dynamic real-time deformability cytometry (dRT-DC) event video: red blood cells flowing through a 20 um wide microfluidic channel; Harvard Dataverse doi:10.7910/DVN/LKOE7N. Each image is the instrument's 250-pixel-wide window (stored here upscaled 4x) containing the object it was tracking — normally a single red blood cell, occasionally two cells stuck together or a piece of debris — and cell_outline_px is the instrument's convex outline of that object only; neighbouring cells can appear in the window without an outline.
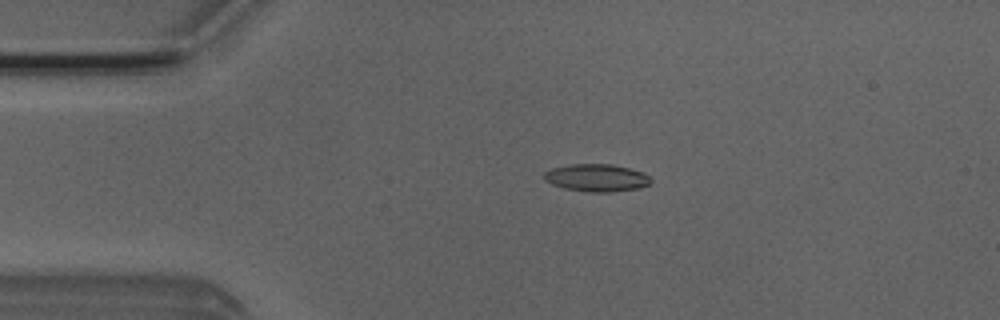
{"species": "Egyptian fruit bat (a non-hibernating species)", "species_latin": "Rousettus aegyptiacus", "temperature_condition": "room temperature", "stored_images_in_passage": 52, "camera_frame_rate_fps": 3000, "um_per_image_px": 0.085, "animal": {"sex": "male"}, "frame": {"image": 1, "passage_image": 11, "time_ms": 3.333, "image_size_px": [1000, 320], "cell_outline_px": [[652, 180], [648, 184], [636, 188], [608, 192], [588, 192], [564, 188], [552, 184], [544, 180], [544, 172], [552, 168], [572, 164], [612, 164], [644, 172]], "centroid_in_image_um": [50.68, 15.1], "position_along_channel_um": 34.3, "area_um2": 16.94}}
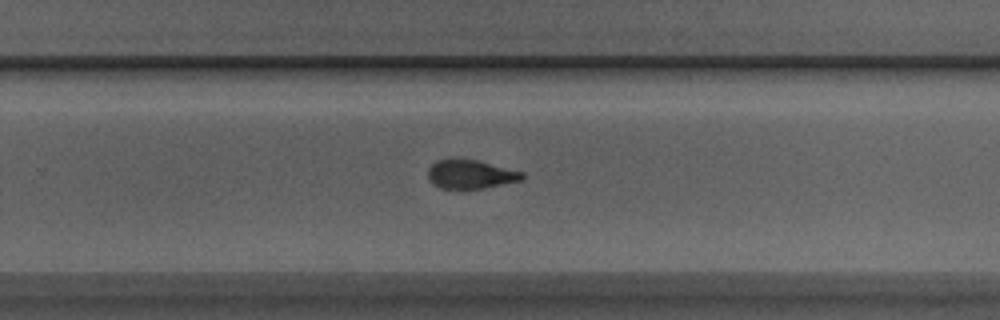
{"frame": {"image": 2, "passage_image": 33, "time_ms": 10.667, "image_size_px": [1000, 320], "cell_outline_px": [[524, 176], [520, 180], [484, 188], [440, 188], [432, 184], [428, 176], [428, 168], [436, 160], [452, 156], [480, 160], [524, 172]], "centroid_in_image_um": [39.95, 14.76], "position_along_channel_um": 289.8, "area_um2": 16.24}}
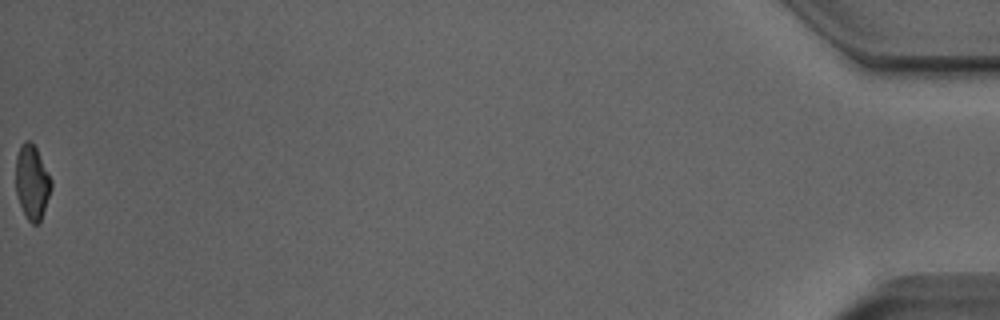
{"frame": {"image": 3, "passage_image": 52, "time_ms": 17.0, "image_size_px": [1000, 320], "cell_outline_px": [[52, 188], [40, 224], [32, 224], [28, 220], [20, 204], [16, 192], [16, 156], [20, 144], [24, 140], [28, 140], [36, 148], [52, 180]], "centroid_in_image_um": [2.73, 15.5], "position_along_channel_um": 432.5, "area_um2": 15.43}, "authors_computed_cell_mechanics": {"area_um2": 16.473, "velocity_mm_per_s": 3.9725, "shape_relaxation_time_tau1_ms": 4.9971, "shape_relaxation_time_tau2_ms": 1.9629, "deformation_change_tau1": 0.1618, "deformation_change_tau2": 0.0919}}